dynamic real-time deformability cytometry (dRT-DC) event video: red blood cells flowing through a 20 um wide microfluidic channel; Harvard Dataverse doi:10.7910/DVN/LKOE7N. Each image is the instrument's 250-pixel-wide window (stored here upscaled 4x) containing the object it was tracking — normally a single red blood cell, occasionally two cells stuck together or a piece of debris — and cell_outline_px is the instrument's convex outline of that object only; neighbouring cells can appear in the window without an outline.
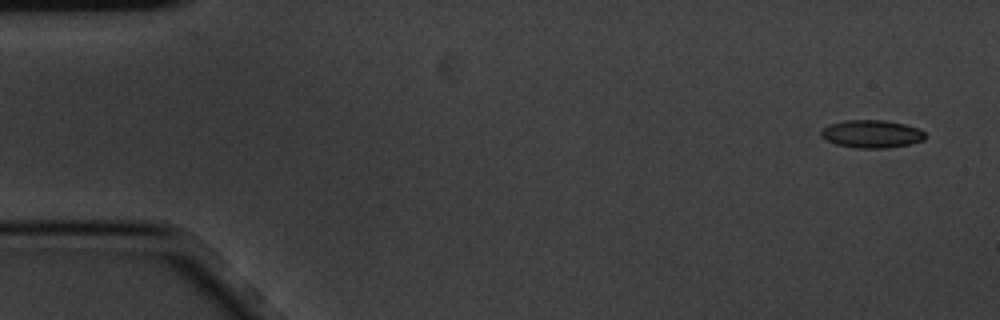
{"species": "common noctule bat (a hibernating species)", "species_latin": "Nyctalus noctula", "temperature_condition": "cold", "stored_images_in_passage": 5, "camera_frame_rate_fps": 3000, "um_per_image_px": 0.085, "animal": {"sex": "male", "body_mass_g": 20.1, "forearm_length_mm": 53.5}, "frame": {"image": 1, "passage_image": 1, "time_ms": 0.0, "image_size_px": [1000, 320], "cell_outline_px": [[924, 140], [908, 144], [884, 148], [856, 148], [836, 144], [824, 140], [820, 136], [820, 132], [828, 124], [844, 120], [884, 120], [904, 124], [916, 128], [924, 132]], "centroid_in_image_um": [74.02, 11.38], "position_along_channel_um": 11.0, "area_um2": 16.82}}